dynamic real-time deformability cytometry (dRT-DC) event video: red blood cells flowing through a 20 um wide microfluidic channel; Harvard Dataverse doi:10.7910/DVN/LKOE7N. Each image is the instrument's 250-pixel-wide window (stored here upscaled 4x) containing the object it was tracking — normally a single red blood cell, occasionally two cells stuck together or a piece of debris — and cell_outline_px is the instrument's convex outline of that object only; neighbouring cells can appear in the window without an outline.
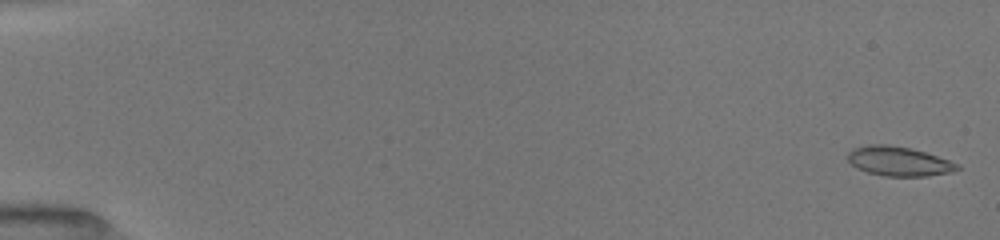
{"species": "common noctule bat (a hibernating species)", "species_latin": "Nyctalus noctula", "temperature_condition": "room temperature", "stored_images_in_passage": 52, "camera_frame_rate_fps": 3000, "um_per_image_px": 0.085, "animal": {"sex": "female", "body_mass_g": 19.5, "forearm_length_mm": 54.1}, "frame": {"image": 1, "passage_image": 2, "time_ms": 0.333, "image_size_px": [1000, 240], "cell_outline_px": [[960, 168], [952, 172], [928, 176], [884, 176], [868, 172], [856, 168], [848, 160], [848, 152], [852, 148], [868, 144], [888, 144], [908, 148], [924, 152], [960, 164]], "centroid_in_image_um": [76.38, 13.71], "position_along_channel_um": 8.6, "area_um2": 18.73}}
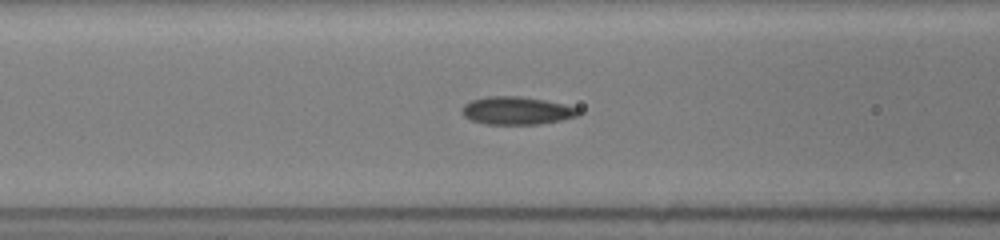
{"frame": {"image": 2, "passage_image": 23, "time_ms": 7.333, "image_size_px": [1000, 240], "cell_outline_px": [[580, 116], [560, 120], [536, 124], [484, 124], [472, 120], [464, 116], [460, 112], [460, 108], [464, 104], [472, 100], [488, 96], [520, 96], [544, 100], [564, 104], [580, 108]], "centroid_in_image_um": [43.91, 9.4], "position_along_channel_um": 122.7, "area_um2": 19.02}}
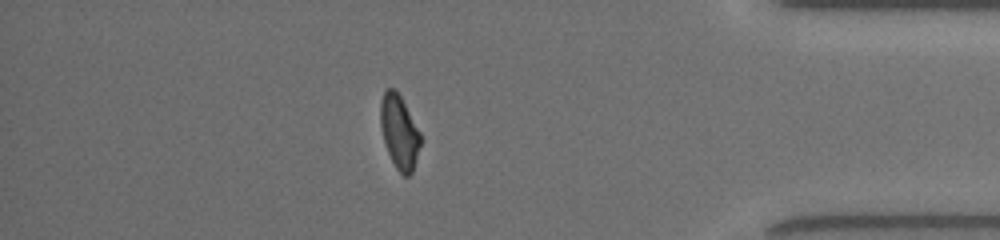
{"frame": {"image": 3, "passage_image": 46, "time_ms": 15.0, "image_size_px": [1000, 240], "cell_outline_px": [[424, 140], [412, 172], [408, 176], [404, 176], [396, 168], [388, 152], [384, 140], [380, 124], [380, 104], [384, 92], [388, 88], [392, 88], [400, 96], [420, 132]], "centroid_in_image_um": [33.97, 11.25], "position_along_channel_um": 401.2, "area_um2": 17.17}, "authors_computed_cell_mechanics": {"area_um2": 18.5538, "velocity_mm_per_s": 4.0336, "shape_relaxation_time_tau1_ms": 10.6665, "shape_relaxation_time_tau2_ms": 2.4537, "deformation_change_tau1": 0.2024, "deformation_change_tau2": 0.0687}}